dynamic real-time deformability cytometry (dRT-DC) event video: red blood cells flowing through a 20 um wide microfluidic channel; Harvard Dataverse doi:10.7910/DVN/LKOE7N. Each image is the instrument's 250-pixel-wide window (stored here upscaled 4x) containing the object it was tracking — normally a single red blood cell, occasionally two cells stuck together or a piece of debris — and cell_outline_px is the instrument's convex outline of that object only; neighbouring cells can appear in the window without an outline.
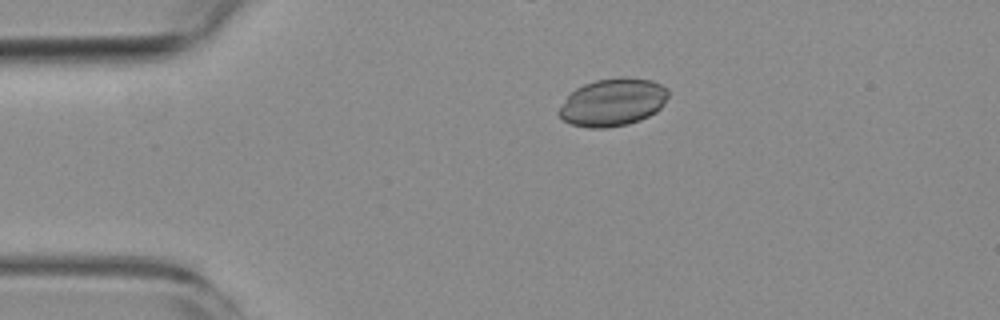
{"species": "common noctule bat (a hibernating species)", "species_latin": "Nyctalus noctula", "temperature_condition": "room temperature", "stored_images_in_passage": 4, "camera_frame_rate_fps": 3000, "um_per_image_px": 0.085, "animal": {"sex": "female", "body_mass_g": 19.3, "forearm_length_mm": 54.1}, "frame": {"image": 1, "passage_image": 2, "time_ms": 1.0, "image_size_px": [1000, 320], "cell_outline_px": [[668, 96], [660, 108], [656, 112], [640, 120], [628, 124], [604, 128], [588, 128], [572, 124], [564, 120], [556, 112], [568, 96], [576, 88], [584, 84], [596, 80], [620, 76], [628, 76], [652, 80], [668, 88]], "centroid_in_image_um": [52.1, 8.68], "position_along_channel_um": 32.9, "area_um2": 30.46}}